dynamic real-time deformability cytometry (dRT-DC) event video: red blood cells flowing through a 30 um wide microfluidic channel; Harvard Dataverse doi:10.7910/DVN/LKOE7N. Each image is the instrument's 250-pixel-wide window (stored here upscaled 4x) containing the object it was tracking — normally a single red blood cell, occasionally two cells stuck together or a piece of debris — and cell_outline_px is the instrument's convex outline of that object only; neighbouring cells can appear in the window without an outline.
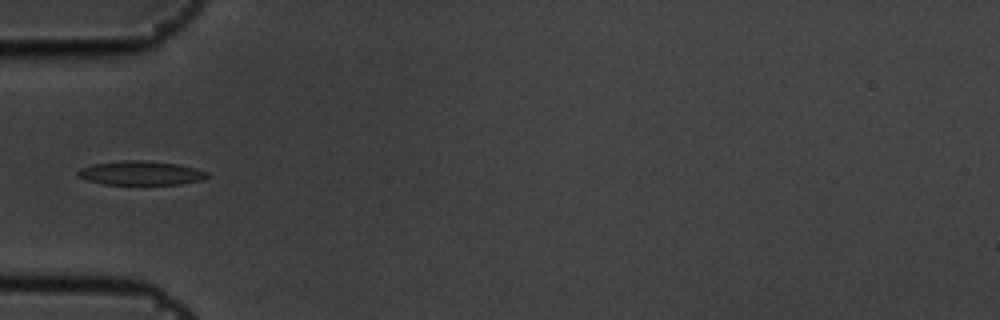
{"species": "common noctule bat (a hibernating species)", "species_latin": "Nyctalus noctula", "temperature_condition": "cold", "stored_images_in_passage": 7, "camera_frame_rate_fps": 3000, "um_per_image_px": 0.085, "animal": {"sex": "male", "body_mass_g": 19.5, "forearm_length_mm": 54.6}, "frame": {"image": 1, "passage_image": 6, "time_ms": 1.667, "image_size_px": [1000, 320], "cell_outline_px": [[208, 176], [200, 180], [180, 184], [104, 184], [88, 180], [76, 176], [76, 172], [80, 168], [92, 164], [120, 160], [148, 160], [180, 164], [196, 168], [208, 172]], "centroid_in_image_um": [11.95, 14.69], "position_along_channel_um": 73.1, "area_um2": 18.26}}
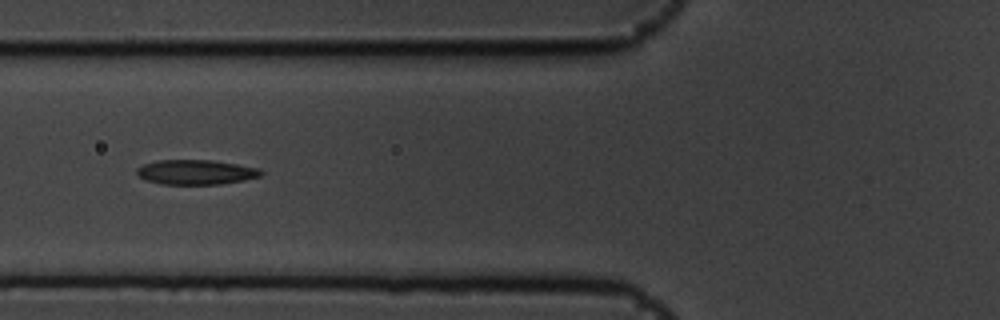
{"frame": {"image": 2, "passage_image": 7, "time_ms": 2.0, "image_size_px": [1000, 320], "cell_outline_px": [[264, 172], [260, 176], [244, 180], [220, 184], [160, 184], [148, 180], [140, 176], [136, 172], [136, 168], [144, 164], [156, 160], [212, 160], [260, 168]], "centroid_in_image_um": [16.67, 14.63], "position_along_channel_um": 109.1, "area_um2": 17.86}}